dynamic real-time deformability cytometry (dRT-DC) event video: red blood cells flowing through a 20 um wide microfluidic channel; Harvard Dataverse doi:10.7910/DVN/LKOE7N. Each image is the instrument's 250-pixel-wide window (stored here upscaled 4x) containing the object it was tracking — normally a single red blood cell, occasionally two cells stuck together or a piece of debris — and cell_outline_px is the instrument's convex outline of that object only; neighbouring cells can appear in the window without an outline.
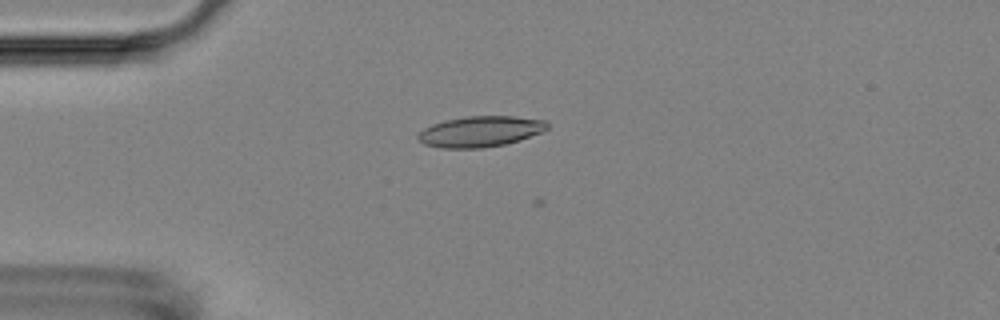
{"species": "Egyptian fruit bat (a non-hibernating species)", "species_latin": "Rousettus aegyptiacus", "temperature_condition": "room temperature", "stored_images_in_passage": 7, "camera_frame_rate_fps": 3000, "um_per_image_px": 0.085, "animal": {"sex": "female"}, "frame": {"image": 1, "passage_image": 5, "time_ms": 4.667, "image_size_px": [1000, 320], "cell_outline_px": [[548, 128], [544, 132], [520, 140], [504, 144], [480, 148], [444, 148], [424, 144], [416, 136], [416, 132], [432, 124], [444, 120], [468, 116], [512, 116], [548, 120]], "centroid_in_image_um": [40.84, 11.17], "position_along_channel_um": 44.2, "area_um2": 23.35}}
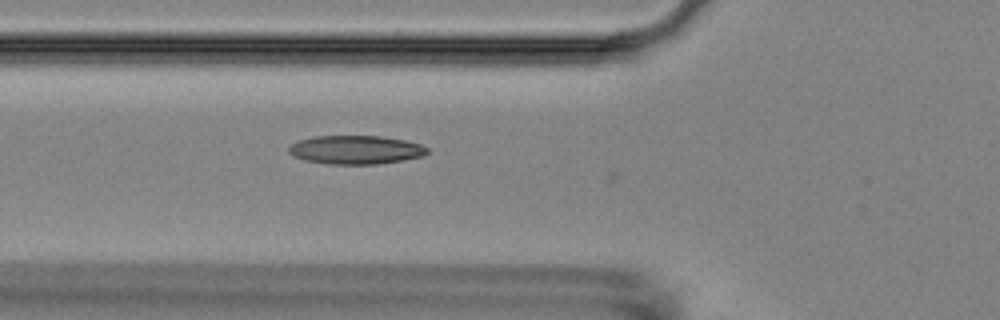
{"frame": {"image": 2, "passage_image": 7, "time_ms": 6.667, "image_size_px": [1000, 320], "cell_outline_px": [[428, 152], [424, 156], [376, 164], [328, 164], [304, 160], [292, 156], [288, 152], [288, 148], [292, 144], [300, 140], [312, 136], [380, 136], [404, 140], [420, 144], [428, 148]], "centroid_in_image_um": [30.21, 12.73], "position_along_channel_um": 95.6, "area_um2": 23.06}}